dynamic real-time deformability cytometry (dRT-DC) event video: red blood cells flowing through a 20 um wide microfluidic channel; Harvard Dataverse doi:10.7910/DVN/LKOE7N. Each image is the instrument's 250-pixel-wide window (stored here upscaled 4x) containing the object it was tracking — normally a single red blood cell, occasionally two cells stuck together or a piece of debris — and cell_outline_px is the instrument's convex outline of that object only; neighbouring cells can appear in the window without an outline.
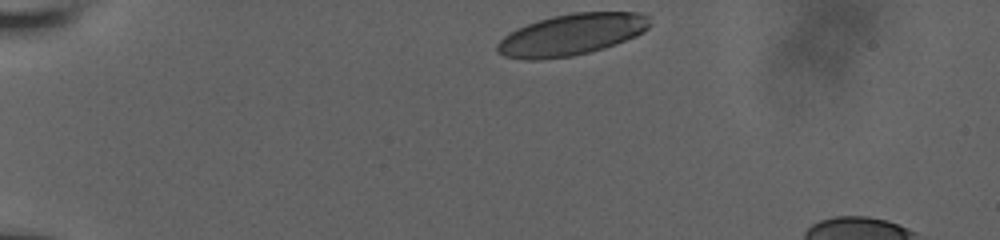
{"species": "human", "species_latin": "Homo sapiens", "temperature_condition": "room temperature", "stored_images_in_passage": 13, "camera_frame_rate_fps": 3000, "um_per_image_px": 0.085, "donor": {"sex": "male"}, "frame": {"image": 1, "passage_image": 1, "time_ms": 0.0, "image_size_px": [1000, 240], "cell_outline_px": [[652, 24], [644, 32], [636, 36], [604, 48], [572, 56], [536, 60], [524, 60], [504, 56], [496, 52], [496, 44], [508, 32], [516, 28], [552, 16], [572, 12], [640, 12], [648, 16]], "centroid_in_image_um": [48.57, 2.94], "position_along_channel_um": 36.4, "area_um2": 37.05}}